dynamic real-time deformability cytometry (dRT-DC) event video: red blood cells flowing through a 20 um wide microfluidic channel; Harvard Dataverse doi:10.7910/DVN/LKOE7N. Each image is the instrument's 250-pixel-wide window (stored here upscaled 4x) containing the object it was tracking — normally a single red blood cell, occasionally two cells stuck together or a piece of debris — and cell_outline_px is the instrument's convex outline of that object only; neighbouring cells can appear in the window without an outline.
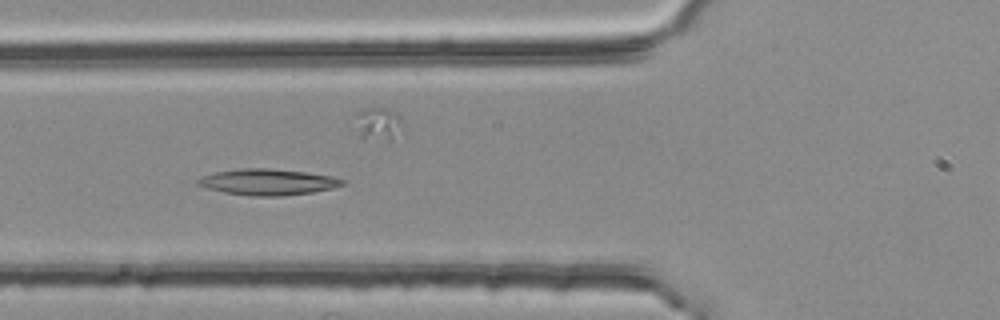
{"species": "common noctule bat (a hibernating species)", "species_latin": "Nyctalus noctula", "temperature_condition": "room temperature", "stored_images_in_passage": 53, "camera_frame_rate_fps": 3000, "um_per_image_px": 0.085, "animal": {"sex": "female", "body_mass_g": 25.1}, "frame": {"image": 1, "passage_image": 20, "time_ms": 6.333, "image_size_px": [1000, 320], "cell_outline_px": [[348, 180], [344, 184], [332, 188], [312, 192], [280, 196], [248, 196], [224, 192], [208, 188], [196, 184], [196, 180], [212, 172], [240, 168], [268, 168], [304, 172], [332, 176]], "centroid_in_image_um": [22.76, 15.46], "position_along_channel_um": 103.0, "area_um2": 22.02}}
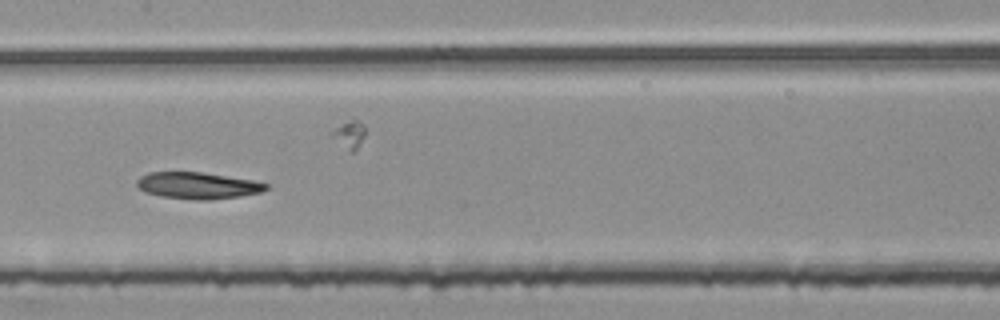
{"frame": {"image": 2, "passage_image": 27, "time_ms": 8.667, "image_size_px": [1000, 320], "cell_outline_px": [[268, 188], [260, 192], [240, 196], [208, 200], [196, 200], [160, 196], [144, 192], [136, 184], [136, 180], [140, 176], [148, 172], [204, 172], [252, 180], [268, 184]], "centroid_in_image_um": [16.77, 15.77], "position_along_channel_um": 190.6, "area_um2": 20.06}}
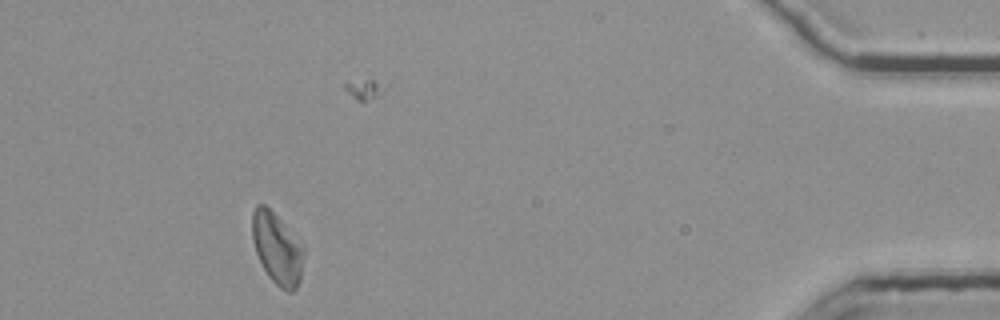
{"frame": {"image": 3, "passage_image": 50, "time_ms": 16.333, "image_size_px": [1000, 320], "cell_outline_px": [[304, 252], [300, 280], [296, 288], [292, 292], [288, 292], [280, 288], [268, 276], [256, 252], [252, 240], [252, 212], [256, 204], [264, 204], [304, 244]], "centroid_in_image_um": [23.56, 21.13], "position_along_channel_um": 411.6, "area_um2": 21.39}}